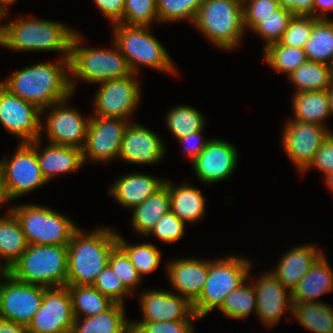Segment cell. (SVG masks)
I'll use <instances>...</instances> for the list:
<instances>
[{"label":"cell","mask_w":333,"mask_h":333,"mask_svg":"<svg viewBox=\"0 0 333 333\" xmlns=\"http://www.w3.org/2000/svg\"><path fill=\"white\" fill-rule=\"evenodd\" d=\"M117 232L109 227H96L85 233L78 228L68 244L66 285H92L108 264L117 245Z\"/></svg>","instance_id":"2"},{"label":"cell","mask_w":333,"mask_h":333,"mask_svg":"<svg viewBox=\"0 0 333 333\" xmlns=\"http://www.w3.org/2000/svg\"><path fill=\"white\" fill-rule=\"evenodd\" d=\"M58 60L26 65L24 69L16 70L0 83L12 94L42 110L73 97L69 59Z\"/></svg>","instance_id":"1"},{"label":"cell","mask_w":333,"mask_h":333,"mask_svg":"<svg viewBox=\"0 0 333 333\" xmlns=\"http://www.w3.org/2000/svg\"><path fill=\"white\" fill-rule=\"evenodd\" d=\"M96 3L98 10L111 23H118L124 13L125 0H93Z\"/></svg>","instance_id":"50"},{"label":"cell","mask_w":333,"mask_h":333,"mask_svg":"<svg viewBox=\"0 0 333 333\" xmlns=\"http://www.w3.org/2000/svg\"><path fill=\"white\" fill-rule=\"evenodd\" d=\"M10 158L0 160V176L8 202L28 195L47 184L37 160L36 150L30 143H19Z\"/></svg>","instance_id":"10"},{"label":"cell","mask_w":333,"mask_h":333,"mask_svg":"<svg viewBox=\"0 0 333 333\" xmlns=\"http://www.w3.org/2000/svg\"><path fill=\"white\" fill-rule=\"evenodd\" d=\"M292 110L294 116L291 119L324 127L332 115L327 90L293 93Z\"/></svg>","instance_id":"30"},{"label":"cell","mask_w":333,"mask_h":333,"mask_svg":"<svg viewBox=\"0 0 333 333\" xmlns=\"http://www.w3.org/2000/svg\"><path fill=\"white\" fill-rule=\"evenodd\" d=\"M327 93H328V98H329L330 110H331V113H332V116H333V83L328 88Z\"/></svg>","instance_id":"57"},{"label":"cell","mask_w":333,"mask_h":333,"mask_svg":"<svg viewBox=\"0 0 333 333\" xmlns=\"http://www.w3.org/2000/svg\"><path fill=\"white\" fill-rule=\"evenodd\" d=\"M203 0H156L160 23L186 20L193 24Z\"/></svg>","instance_id":"40"},{"label":"cell","mask_w":333,"mask_h":333,"mask_svg":"<svg viewBox=\"0 0 333 333\" xmlns=\"http://www.w3.org/2000/svg\"><path fill=\"white\" fill-rule=\"evenodd\" d=\"M169 187L170 211L185 224L202 220L206 211V197L198 188L183 183L178 186L171 179H166Z\"/></svg>","instance_id":"26"},{"label":"cell","mask_w":333,"mask_h":333,"mask_svg":"<svg viewBox=\"0 0 333 333\" xmlns=\"http://www.w3.org/2000/svg\"><path fill=\"white\" fill-rule=\"evenodd\" d=\"M9 15V12L6 13L1 7H0V21L1 20H5ZM5 18V19H4ZM3 28H4V24L0 25V38L3 34Z\"/></svg>","instance_id":"59"},{"label":"cell","mask_w":333,"mask_h":333,"mask_svg":"<svg viewBox=\"0 0 333 333\" xmlns=\"http://www.w3.org/2000/svg\"><path fill=\"white\" fill-rule=\"evenodd\" d=\"M6 273V270L3 266L0 265V278Z\"/></svg>","instance_id":"61"},{"label":"cell","mask_w":333,"mask_h":333,"mask_svg":"<svg viewBox=\"0 0 333 333\" xmlns=\"http://www.w3.org/2000/svg\"><path fill=\"white\" fill-rule=\"evenodd\" d=\"M242 4L244 27L251 31L280 7L278 0H242Z\"/></svg>","instance_id":"46"},{"label":"cell","mask_w":333,"mask_h":333,"mask_svg":"<svg viewBox=\"0 0 333 333\" xmlns=\"http://www.w3.org/2000/svg\"><path fill=\"white\" fill-rule=\"evenodd\" d=\"M239 154L229 141L213 138L191 162L202 184H215L227 180L236 170Z\"/></svg>","instance_id":"18"},{"label":"cell","mask_w":333,"mask_h":333,"mask_svg":"<svg viewBox=\"0 0 333 333\" xmlns=\"http://www.w3.org/2000/svg\"><path fill=\"white\" fill-rule=\"evenodd\" d=\"M68 247L28 245L7 271L16 280L46 288L64 287L67 282Z\"/></svg>","instance_id":"7"},{"label":"cell","mask_w":333,"mask_h":333,"mask_svg":"<svg viewBox=\"0 0 333 333\" xmlns=\"http://www.w3.org/2000/svg\"><path fill=\"white\" fill-rule=\"evenodd\" d=\"M27 241L20 222L8 208L7 213L0 217V259L6 271L20 258L27 249Z\"/></svg>","instance_id":"31"},{"label":"cell","mask_w":333,"mask_h":333,"mask_svg":"<svg viewBox=\"0 0 333 333\" xmlns=\"http://www.w3.org/2000/svg\"><path fill=\"white\" fill-rule=\"evenodd\" d=\"M17 0H0V7L8 13V7L11 6L12 4L16 3Z\"/></svg>","instance_id":"56"},{"label":"cell","mask_w":333,"mask_h":333,"mask_svg":"<svg viewBox=\"0 0 333 333\" xmlns=\"http://www.w3.org/2000/svg\"><path fill=\"white\" fill-rule=\"evenodd\" d=\"M87 128L86 142L82 149L84 164L89 161L93 163H109L118 158L124 132L130 122L121 118L99 117L90 115Z\"/></svg>","instance_id":"14"},{"label":"cell","mask_w":333,"mask_h":333,"mask_svg":"<svg viewBox=\"0 0 333 333\" xmlns=\"http://www.w3.org/2000/svg\"><path fill=\"white\" fill-rule=\"evenodd\" d=\"M142 319L136 322H166L199 320L193 303L186 297L164 290H146L139 296Z\"/></svg>","instance_id":"19"},{"label":"cell","mask_w":333,"mask_h":333,"mask_svg":"<svg viewBox=\"0 0 333 333\" xmlns=\"http://www.w3.org/2000/svg\"><path fill=\"white\" fill-rule=\"evenodd\" d=\"M137 76L132 73L125 78L98 83L93 100L94 115L131 120L130 116L138 109L142 99Z\"/></svg>","instance_id":"12"},{"label":"cell","mask_w":333,"mask_h":333,"mask_svg":"<svg viewBox=\"0 0 333 333\" xmlns=\"http://www.w3.org/2000/svg\"><path fill=\"white\" fill-rule=\"evenodd\" d=\"M153 21L160 23L156 0H125L123 17L118 23L151 27Z\"/></svg>","instance_id":"42"},{"label":"cell","mask_w":333,"mask_h":333,"mask_svg":"<svg viewBox=\"0 0 333 333\" xmlns=\"http://www.w3.org/2000/svg\"><path fill=\"white\" fill-rule=\"evenodd\" d=\"M74 319L68 288H46L41 307L27 329L29 333H71Z\"/></svg>","instance_id":"17"},{"label":"cell","mask_w":333,"mask_h":333,"mask_svg":"<svg viewBox=\"0 0 333 333\" xmlns=\"http://www.w3.org/2000/svg\"><path fill=\"white\" fill-rule=\"evenodd\" d=\"M313 244L299 245L284 253L271 273L292 292L311 266L323 254V250ZM274 269V270H273Z\"/></svg>","instance_id":"24"},{"label":"cell","mask_w":333,"mask_h":333,"mask_svg":"<svg viewBox=\"0 0 333 333\" xmlns=\"http://www.w3.org/2000/svg\"><path fill=\"white\" fill-rule=\"evenodd\" d=\"M311 168L322 171L324 176L333 171V132L322 142L313 161L302 173H306Z\"/></svg>","instance_id":"49"},{"label":"cell","mask_w":333,"mask_h":333,"mask_svg":"<svg viewBox=\"0 0 333 333\" xmlns=\"http://www.w3.org/2000/svg\"><path fill=\"white\" fill-rule=\"evenodd\" d=\"M131 210V225L135 233L147 236L157 221L170 211L169 187L164 184L141 204Z\"/></svg>","instance_id":"29"},{"label":"cell","mask_w":333,"mask_h":333,"mask_svg":"<svg viewBox=\"0 0 333 333\" xmlns=\"http://www.w3.org/2000/svg\"><path fill=\"white\" fill-rule=\"evenodd\" d=\"M287 78L295 86V93L328 90L333 83L329 65L310 60L301 64Z\"/></svg>","instance_id":"34"},{"label":"cell","mask_w":333,"mask_h":333,"mask_svg":"<svg viewBox=\"0 0 333 333\" xmlns=\"http://www.w3.org/2000/svg\"><path fill=\"white\" fill-rule=\"evenodd\" d=\"M193 26L213 46L234 51L246 32L242 0H203Z\"/></svg>","instance_id":"6"},{"label":"cell","mask_w":333,"mask_h":333,"mask_svg":"<svg viewBox=\"0 0 333 333\" xmlns=\"http://www.w3.org/2000/svg\"><path fill=\"white\" fill-rule=\"evenodd\" d=\"M168 280L174 292L192 303L200 296L209 272V260L175 258L165 264Z\"/></svg>","instance_id":"22"},{"label":"cell","mask_w":333,"mask_h":333,"mask_svg":"<svg viewBox=\"0 0 333 333\" xmlns=\"http://www.w3.org/2000/svg\"><path fill=\"white\" fill-rule=\"evenodd\" d=\"M318 20L311 15H294L279 42L282 45L303 49L311 37L313 25Z\"/></svg>","instance_id":"44"},{"label":"cell","mask_w":333,"mask_h":333,"mask_svg":"<svg viewBox=\"0 0 333 333\" xmlns=\"http://www.w3.org/2000/svg\"><path fill=\"white\" fill-rule=\"evenodd\" d=\"M203 130L191 133L189 136H185L178 139L179 144L183 145L185 154L189 155L190 162H192L206 147L210 139L203 140Z\"/></svg>","instance_id":"51"},{"label":"cell","mask_w":333,"mask_h":333,"mask_svg":"<svg viewBox=\"0 0 333 333\" xmlns=\"http://www.w3.org/2000/svg\"><path fill=\"white\" fill-rule=\"evenodd\" d=\"M204 117L199 110L190 105H177L166 114L165 124L170 134L178 140L204 129L206 125Z\"/></svg>","instance_id":"36"},{"label":"cell","mask_w":333,"mask_h":333,"mask_svg":"<svg viewBox=\"0 0 333 333\" xmlns=\"http://www.w3.org/2000/svg\"><path fill=\"white\" fill-rule=\"evenodd\" d=\"M82 42L83 35L76 31L71 40L69 56L70 86L73 93L77 80L98 84L132 74L126 58L114 42L110 49L85 47L81 45Z\"/></svg>","instance_id":"4"},{"label":"cell","mask_w":333,"mask_h":333,"mask_svg":"<svg viewBox=\"0 0 333 333\" xmlns=\"http://www.w3.org/2000/svg\"><path fill=\"white\" fill-rule=\"evenodd\" d=\"M112 41L126 58L133 74H139L141 66L176 75L177 69L166 48L152 35L148 26L111 24Z\"/></svg>","instance_id":"5"},{"label":"cell","mask_w":333,"mask_h":333,"mask_svg":"<svg viewBox=\"0 0 333 333\" xmlns=\"http://www.w3.org/2000/svg\"><path fill=\"white\" fill-rule=\"evenodd\" d=\"M295 14L288 9L279 7L273 15L268 16L252 31L264 40L263 47L279 42Z\"/></svg>","instance_id":"41"},{"label":"cell","mask_w":333,"mask_h":333,"mask_svg":"<svg viewBox=\"0 0 333 333\" xmlns=\"http://www.w3.org/2000/svg\"><path fill=\"white\" fill-rule=\"evenodd\" d=\"M165 181L164 178L161 179L148 174L126 173V175L115 180L108 193L120 206L131 210L160 189Z\"/></svg>","instance_id":"25"},{"label":"cell","mask_w":333,"mask_h":333,"mask_svg":"<svg viewBox=\"0 0 333 333\" xmlns=\"http://www.w3.org/2000/svg\"><path fill=\"white\" fill-rule=\"evenodd\" d=\"M69 290L74 318L104 313L115 303L92 285H66Z\"/></svg>","instance_id":"33"},{"label":"cell","mask_w":333,"mask_h":333,"mask_svg":"<svg viewBox=\"0 0 333 333\" xmlns=\"http://www.w3.org/2000/svg\"><path fill=\"white\" fill-rule=\"evenodd\" d=\"M108 265L121 279L124 286L131 293H134L137 286L141 284L140 282H142L143 279L138 274L128 256L118 245L113 248L109 255Z\"/></svg>","instance_id":"43"},{"label":"cell","mask_w":333,"mask_h":333,"mask_svg":"<svg viewBox=\"0 0 333 333\" xmlns=\"http://www.w3.org/2000/svg\"><path fill=\"white\" fill-rule=\"evenodd\" d=\"M278 1L281 7L290 10L295 15L313 16L314 0H278Z\"/></svg>","instance_id":"52"},{"label":"cell","mask_w":333,"mask_h":333,"mask_svg":"<svg viewBox=\"0 0 333 333\" xmlns=\"http://www.w3.org/2000/svg\"><path fill=\"white\" fill-rule=\"evenodd\" d=\"M328 11H333V0H314L313 17L317 19H329Z\"/></svg>","instance_id":"53"},{"label":"cell","mask_w":333,"mask_h":333,"mask_svg":"<svg viewBox=\"0 0 333 333\" xmlns=\"http://www.w3.org/2000/svg\"><path fill=\"white\" fill-rule=\"evenodd\" d=\"M42 135L30 144L35 148L41 173L47 183L60 174L77 172L83 165L82 150L76 147L46 144L40 149Z\"/></svg>","instance_id":"23"},{"label":"cell","mask_w":333,"mask_h":333,"mask_svg":"<svg viewBox=\"0 0 333 333\" xmlns=\"http://www.w3.org/2000/svg\"><path fill=\"white\" fill-rule=\"evenodd\" d=\"M293 317L312 333H333V308L325 302H292Z\"/></svg>","instance_id":"32"},{"label":"cell","mask_w":333,"mask_h":333,"mask_svg":"<svg viewBox=\"0 0 333 333\" xmlns=\"http://www.w3.org/2000/svg\"><path fill=\"white\" fill-rule=\"evenodd\" d=\"M329 67H330V74H331V78H332V81H333V58L329 64Z\"/></svg>","instance_id":"60"},{"label":"cell","mask_w":333,"mask_h":333,"mask_svg":"<svg viewBox=\"0 0 333 333\" xmlns=\"http://www.w3.org/2000/svg\"><path fill=\"white\" fill-rule=\"evenodd\" d=\"M77 30L61 22L23 17L4 24L0 46L14 51L61 52L69 59L71 40Z\"/></svg>","instance_id":"3"},{"label":"cell","mask_w":333,"mask_h":333,"mask_svg":"<svg viewBox=\"0 0 333 333\" xmlns=\"http://www.w3.org/2000/svg\"><path fill=\"white\" fill-rule=\"evenodd\" d=\"M193 322L194 321H132V333H195Z\"/></svg>","instance_id":"48"},{"label":"cell","mask_w":333,"mask_h":333,"mask_svg":"<svg viewBox=\"0 0 333 333\" xmlns=\"http://www.w3.org/2000/svg\"><path fill=\"white\" fill-rule=\"evenodd\" d=\"M0 333H29L27 326L0 318Z\"/></svg>","instance_id":"54"},{"label":"cell","mask_w":333,"mask_h":333,"mask_svg":"<svg viewBox=\"0 0 333 333\" xmlns=\"http://www.w3.org/2000/svg\"><path fill=\"white\" fill-rule=\"evenodd\" d=\"M250 277L237 289L232 291L224 299L222 306L218 309L222 315L230 319L244 320L252 312L256 314V294Z\"/></svg>","instance_id":"37"},{"label":"cell","mask_w":333,"mask_h":333,"mask_svg":"<svg viewBox=\"0 0 333 333\" xmlns=\"http://www.w3.org/2000/svg\"><path fill=\"white\" fill-rule=\"evenodd\" d=\"M70 99L71 97L41 110V115L45 112L47 114L44 121L41 117L40 130L41 134L45 130L48 143L76 147L82 150L86 142L91 116L85 118L74 107L68 106Z\"/></svg>","instance_id":"11"},{"label":"cell","mask_w":333,"mask_h":333,"mask_svg":"<svg viewBox=\"0 0 333 333\" xmlns=\"http://www.w3.org/2000/svg\"><path fill=\"white\" fill-rule=\"evenodd\" d=\"M15 205L9 209L20 222L28 245L68 246L79 228L72 219L47 206L34 203Z\"/></svg>","instance_id":"9"},{"label":"cell","mask_w":333,"mask_h":333,"mask_svg":"<svg viewBox=\"0 0 333 333\" xmlns=\"http://www.w3.org/2000/svg\"><path fill=\"white\" fill-rule=\"evenodd\" d=\"M92 286L114 303L124 304L125 297L133 295L108 264L97 276Z\"/></svg>","instance_id":"45"},{"label":"cell","mask_w":333,"mask_h":333,"mask_svg":"<svg viewBox=\"0 0 333 333\" xmlns=\"http://www.w3.org/2000/svg\"><path fill=\"white\" fill-rule=\"evenodd\" d=\"M263 60L277 72L288 77L308 59L302 48L282 45L280 42L270 44L263 49Z\"/></svg>","instance_id":"39"},{"label":"cell","mask_w":333,"mask_h":333,"mask_svg":"<svg viewBox=\"0 0 333 333\" xmlns=\"http://www.w3.org/2000/svg\"><path fill=\"white\" fill-rule=\"evenodd\" d=\"M284 126L282 147L291 163L302 174L313 161L322 142L333 131L319 124L294 119H289Z\"/></svg>","instance_id":"15"},{"label":"cell","mask_w":333,"mask_h":333,"mask_svg":"<svg viewBox=\"0 0 333 333\" xmlns=\"http://www.w3.org/2000/svg\"><path fill=\"white\" fill-rule=\"evenodd\" d=\"M41 110L33 103L12 94L0 83V124L19 138L30 143L41 135Z\"/></svg>","instance_id":"16"},{"label":"cell","mask_w":333,"mask_h":333,"mask_svg":"<svg viewBox=\"0 0 333 333\" xmlns=\"http://www.w3.org/2000/svg\"><path fill=\"white\" fill-rule=\"evenodd\" d=\"M303 50L307 59L329 65L333 58V19H319Z\"/></svg>","instance_id":"35"},{"label":"cell","mask_w":333,"mask_h":333,"mask_svg":"<svg viewBox=\"0 0 333 333\" xmlns=\"http://www.w3.org/2000/svg\"><path fill=\"white\" fill-rule=\"evenodd\" d=\"M324 179L325 184L327 185L326 187L333 193V171L326 174Z\"/></svg>","instance_id":"55"},{"label":"cell","mask_w":333,"mask_h":333,"mask_svg":"<svg viewBox=\"0 0 333 333\" xmlns=\"http://www.w3.org/2000/svg\"><path fill=\"white\" fill-rule=\"evenodd\" d=\"M117 245L128 256L138 274H150L159 268L162 258V252L151 243L129 244L125 238L117 234Z\"/></svg>","instance_id":"38"},{"label":"cell","mask_w":333,"mask_h":333,"mask_svg":"<svg viewBox=\"0 0 333 333\" xmlns=\"http://www.w3.org/2000/svg\"><path fill=\"white\" fill-rule=\"evenodd\" d=\"M255 279L251 282L256 294V315L265 328H272L280 322L283 313H292L291 292L271 271L262 272V275Z\"/></svg>","instance_id":"20"},{"label":"cell","mask_w":333,"mask_h":333,"mask_svg":"<svg viewBox=\"0 0 333 333\" xmlns=\"http://www.w3.org/2000/svg\"><path fill=\"white\" fill-rule=\"evenodd\" d=\"M323 253L291 292L292 302H321L324 294L333 292V271Z\"/></svg>","instance_id":"27"},{"label":"cell","mask_w":333,"mask_h":333,"mask_svg":"<svg viewBox=\"0 0 333 333\" xmlns=\"http://www.w3.org/2000/svg\"><path fill=\"white\" fill-rule=\"evenodd\" d=\"M1 278L0 318L28 326L41 307L46 287L18 281L7 271Z\"/></svg>","instance_id":"13"},{"label":"cell","mask_w":333,"mask_h":333,"mask_svg":"<svg viewBox=\"0 0 333 333\" xmlns=\"http://www.w3.org/2000/svg\"><path fill=\"white\" fill-rule=\"evenodd\" d=\"M162 137L137 122H130L121 143L119 159L141 165L158 164L165 155Z\"/></svg>","instance_id":"21"},{"label":"cell","mask_w":333,"mask_h":333,"mask_svg":"<svg viewBox=\"0 0 333 333\" xmlns=\"http://www.w3.org/2000/svg\"><path fill=\"white\" fill-rule=\"evenodd\" d=\"M252 261L244 256H226L209 260L207 281L200 296L193 302L195 315L202 319L219 309L226 296L250 276Z\"/></svg>","instance_id":"8"},{"label":"cell","mask_w":333,"mask_h":333,"mask_svg":"<svg viewBox=\"0 0 333 333\" xmlns=\"http://www.w3.org/2000/svg\"><path fill=\"white\" fill-rule=\"evenodd\" d=\"M124 306L115 303L104 313L75 318L71 333H132V321L125 316Z\"/></svg>","instance_id":"28"},{"label":"cell","mask_w":333,"mask_h":333,"mask_svg":"<svg viewBox=\"0 0 333 333\" xmlns=\"http://www.w3.org/2000/svg\"><path fill=\"white\" fill-rule=\"evenodd\" d=\"M6 203H8L5 194H4V190H3V186H2V181H1V176H0V207H3V205H5Z\"/></svg>","instance_id":"58"},{"label":"cell","mask_w":333,"mask_h":333,"mask_svg":"<svg viewBox=\"0 0 333 333\" xmlns=\"http://www.w3.org/2000/svg\"><path fill=\"white\" fill-rule=\"evenodd\" d=\"M186 224L173 212L164 214L155 224L154 228L147 235L157 237L158 240L166 243H176L184 235Z\"/></svg>","instance_id":"47"}]
</instances>
